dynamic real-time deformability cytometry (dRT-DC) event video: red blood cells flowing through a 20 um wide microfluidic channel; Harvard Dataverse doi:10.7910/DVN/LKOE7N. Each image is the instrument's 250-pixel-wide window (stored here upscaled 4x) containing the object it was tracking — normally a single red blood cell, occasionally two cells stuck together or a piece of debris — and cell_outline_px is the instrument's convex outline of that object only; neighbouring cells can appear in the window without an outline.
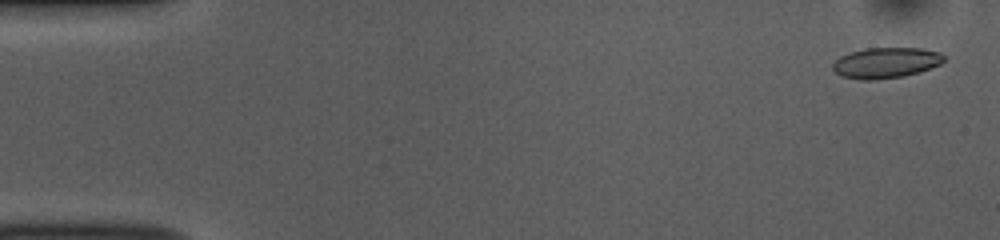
{"species": "common noctule bat (a hibernating species)", "species_latin": "Nyctalus noctula", "temperature_condition": "room temperature", "stored_images_in_passage": 52, "camera_frame_rate_fps": 3000, "um_per_image_px": 0.085, "animal": {"sex": "female", "body_mass_g": 10.0, "forearm_length_mm": 53.1}, "frame": {"image": 1, "passage_image": 2, "time_ms": 0.333, "image_size_px": [1000, 240], "cell_outline_px": [[944, 60], [940, 64], [904, 76], [872, 80], [860, 80], [840, 76], [832, 68], [832, 64], [840, 56], [848, 52], [864, 48], [924, 48], [940, 52], [944, 56]], "centroid_in_image_um": [75.26, 5.33], "position_along_channel_um": 9.7, "area_um2": 19.88}}
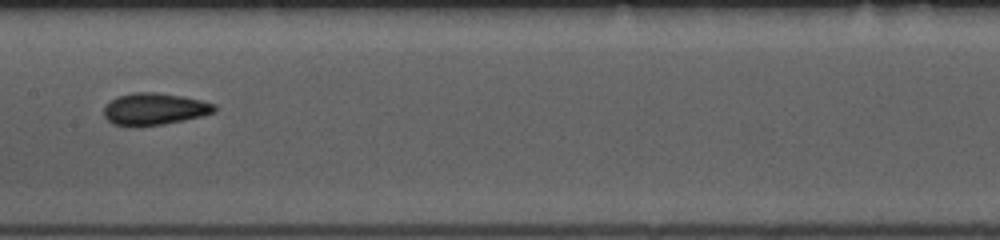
{"frame": {"image": 2, "passage_image": 26, "time_ms": 8.333, "image_size_px": [1000, 240], "cell_outline_px": [[216, 112], [184, 120], [164, 124], [136, 128], [112, 124], [104, 116], [104, 104], [120, 96], [136, 92], [156, 92], [184, 96], [216, 104]], "centroid_in_image_um": [13.11, 9.29], "position_along_channel_um": 194.3, "area_um2": 20.87}}
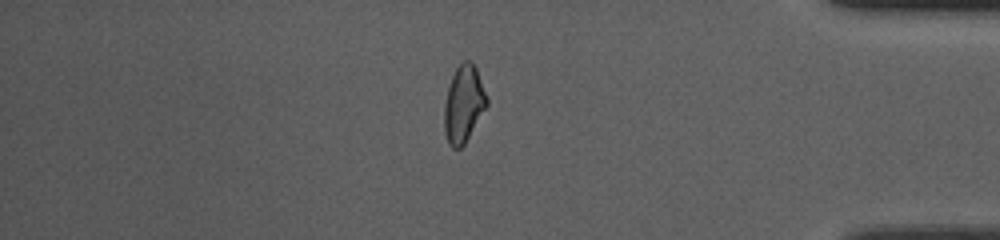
{"frame": {"image": 3, "passage_image": 44, "time_ms": 14.333, "image_size_px": [1000, 240], "cell_outline_px": [[488, 104], [464, 144], [460, 148], [452, 148], [448, 144], [444, 132], [444, 104], [448, 88], [452, 76], [456, 68], [464, 60], [472, 60], [476, 68], [488, 100]], "centroid_in_image_um": [39.39, 8.84], "position_along_channel_um": 395.8, "area_um2": 18.96}, "authors_computed_cell_mechanics": {"area_um2": 19.941, "velocity_mm_per_s": 3.8701, "shape_relaxation_time_tau1_ms": 4.0995, "shape_relaxation_time_tau2_ms": 3.5931, "deformation_change_tau1": 0.1052, "deformation_change_tau2": 0.1047}}